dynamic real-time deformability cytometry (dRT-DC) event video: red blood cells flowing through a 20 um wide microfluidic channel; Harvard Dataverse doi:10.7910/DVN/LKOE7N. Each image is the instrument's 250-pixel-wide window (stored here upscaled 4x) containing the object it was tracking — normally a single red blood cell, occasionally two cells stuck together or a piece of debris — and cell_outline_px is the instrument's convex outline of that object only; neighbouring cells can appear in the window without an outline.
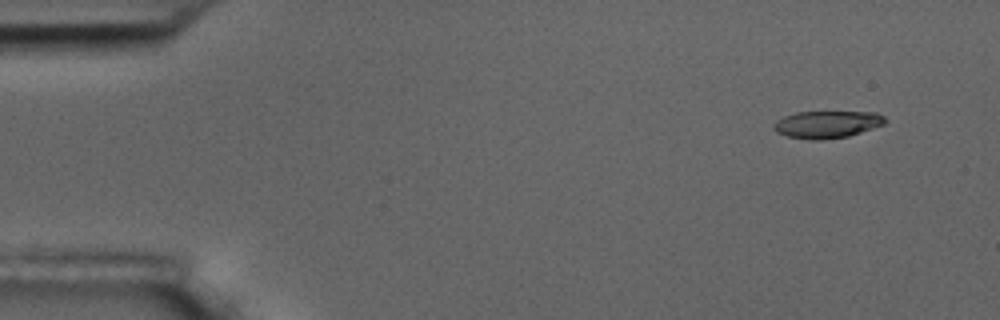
{"species": "common noctule bat (a hibernating species)", "species_latin": "Nyctalus noctula", "temperature_condition": "room temperature", "stored_images_in_passage": 6, "camera_frame_rate_fps": 3000, "um_per_image_px": 0.085, "animal": {"sex": "male", "body_mass_g": 17.5, "forearm_length_mm": 52.3}, "frame": {"image": 1, "passage_image": 2, "time_ms": 1.333, "image_size_px": [1000, 320], "cell_outline_px": [[888, 120], [884, 124], [848, 136], [820, 140], [808, 140], [788, 136], [776, 132], [772, 128], [772, 124], [776, 120], [784, 116], [796, 112], [876, 112], [884, 116]], "centroid_in_image_um": [70.27, 10.57], "position_along_channel_um": 14.7, "area_um2": 17.74}}
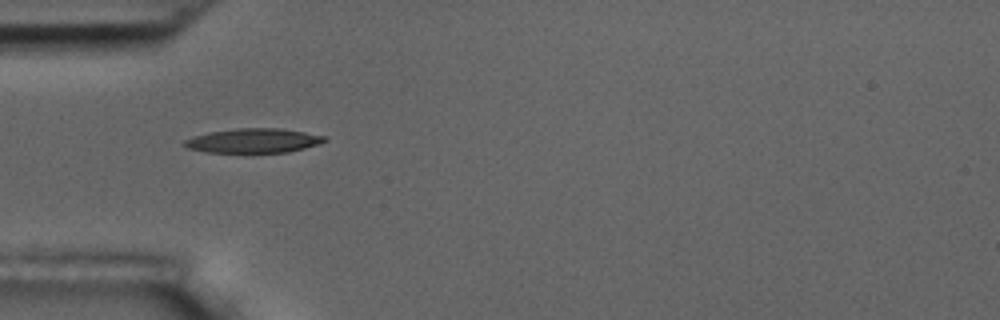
{"frame": {"image": 2, "passage_image": 5, "time_ms": 5.667, "image_size_px": [1000, 320], "cell_outline_px": [[328, 140], [320, 144], [288, 152], [204, 152], [184, 148], [180, 144], [184, 140], [192, 136], [208, 132], [240, 128], [280, 128], [304, 132], [324, 136]], "centroid_in_image_um": [21.47, 11.96], "position_along_channel_um": 63.5, "area_um2": 20.06}}